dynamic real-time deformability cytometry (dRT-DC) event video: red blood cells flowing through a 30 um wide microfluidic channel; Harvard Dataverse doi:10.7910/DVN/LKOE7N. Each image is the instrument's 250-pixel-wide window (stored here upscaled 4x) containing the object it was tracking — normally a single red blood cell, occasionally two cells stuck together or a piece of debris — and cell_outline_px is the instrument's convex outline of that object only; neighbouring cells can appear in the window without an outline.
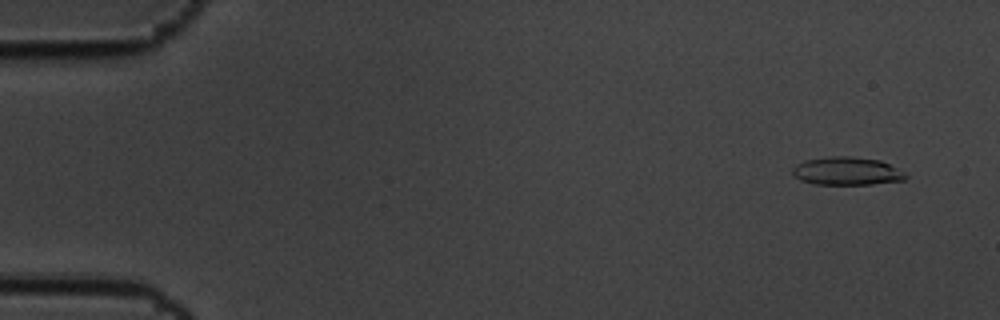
{"species": "common noctule bat (a hibernating species)", "species_latin": "Nyctalus noctula", "temperature_condition": "cold", "stored_images_in_passage": 57, "camera_frame_rate_fps": 3000, "um_per_image_px": 0.085, "animal": {"sex": "male", "body_mass_g": 19.5, "forearm_length_mm": 54.6}, "frame": {"image": 1, "passage_image": 2, "time_ms": 0.333, "image_size_px": [1000, 320], "cell_outline_px": [[908, 176], [904, 180], [872, 184], [812, 184], [800, 180], [792, 172], [792, 168], [796, 164], [804, 160], [832, 156], [852, 156], [880, 160], [904, 172]], "centroid_in_image_um": [71.96, 14.54], "position_along_channel_um": 13.0, "area_um2": 18.5}}
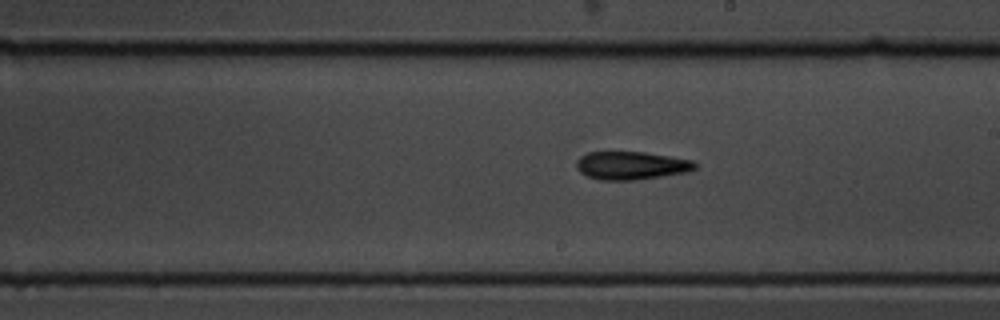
{"frame": {"image": 2, "passage_image": 32, "time_ms": 10.333, "image_size_px": [1000, 320], "cell_outline_px": [[696, 168], [688, 172], [632, 180], [600, 180], [588, 176], [580, 172], [576, 168], [576, 160], [580, 156], [588, 152], [644, 152], [692, 160], [696, 164]], "centroid_in_image_um": [53.62, 14.06], "position_along_channel_um": 235.4, "area_um2": 19.31}}
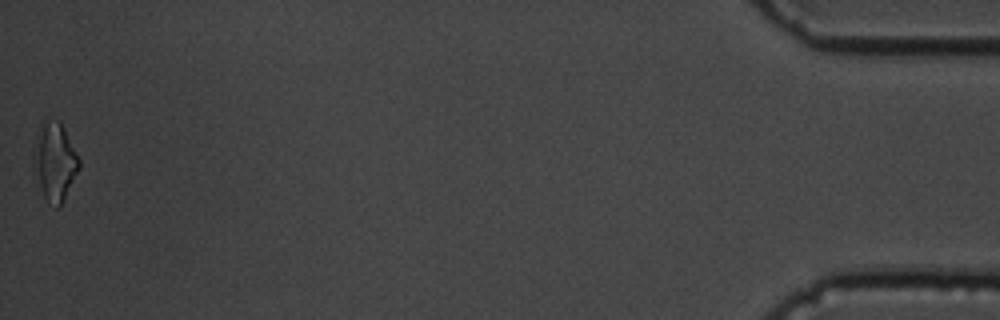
{"frame": {"image": 3, "passage_image": 57, "time_ms": 18.667, "image_size_px": [1000, 320], "cell_outline_px": [[80, 168], [60, 204], [56, 208], [44, 196], [40, 184], [32, 152], [36, 136], [40, 124], [44, 116], [60, 120], [80, 160]], "centroid_in_image_um": [4.65, 13.6], "position_along_channel_um": 430.5, "area_um2": 20.29}, "authors_computed_cell_mechanics": {"area_um2": 19.0162, "velocity_mm_per_s": 3.4395, "shape_relaxation_time_tau1_ms": 6.2019, "shape_relaxation_time_tau2_ms": null, "deformation_change_tau1": 0.1455, "deformation_change_tau2": null}}